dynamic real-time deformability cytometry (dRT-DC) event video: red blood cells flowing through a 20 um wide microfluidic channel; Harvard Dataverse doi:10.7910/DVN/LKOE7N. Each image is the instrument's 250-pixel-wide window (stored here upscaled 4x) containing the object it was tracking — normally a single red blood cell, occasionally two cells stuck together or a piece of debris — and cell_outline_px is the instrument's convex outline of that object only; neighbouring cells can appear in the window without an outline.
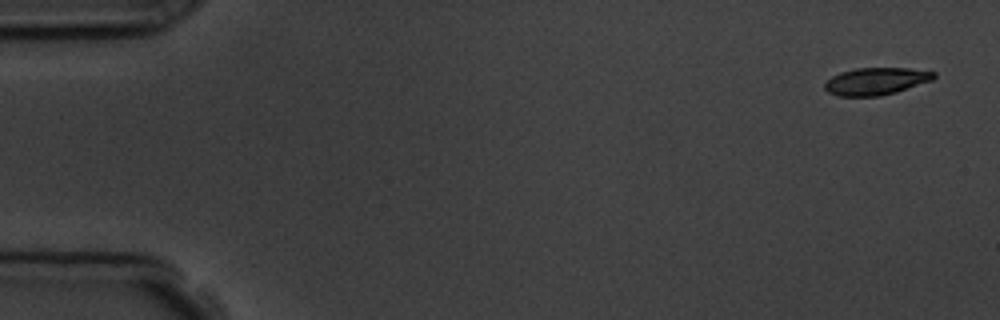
{"species": "common noctule bat (a hibernating species)", "species_latin": "Nyctalus noctula", "temperature_condition": "room temperature", "stored_images_in_passage": 5, "segment_of_instrument_passage": [1, 2], "camera_frame_rate_fps": 3000, "um_per_image_px": 0.085, "animal": {"sex": "male", "body_mass_g": 19.5, "forearm_length_mm": 54.6}, "frame": {"image": 1, "passage_image": 1, "time_ms": 0.0, "image_size_px": [1000, 320], "cell_outline_px": [[936, 76], [932, 80], [896, 92], [880, 96], [836, 96], [828, 92], [824, 88], [824, 84], [832, 76], [840, 72], [856, 68], [908, 68], [936, 72]], "centroid_in_image_um": [74.45, 6.9], "position_along_channel_um": 10.6, "area_um2": 17.34}}